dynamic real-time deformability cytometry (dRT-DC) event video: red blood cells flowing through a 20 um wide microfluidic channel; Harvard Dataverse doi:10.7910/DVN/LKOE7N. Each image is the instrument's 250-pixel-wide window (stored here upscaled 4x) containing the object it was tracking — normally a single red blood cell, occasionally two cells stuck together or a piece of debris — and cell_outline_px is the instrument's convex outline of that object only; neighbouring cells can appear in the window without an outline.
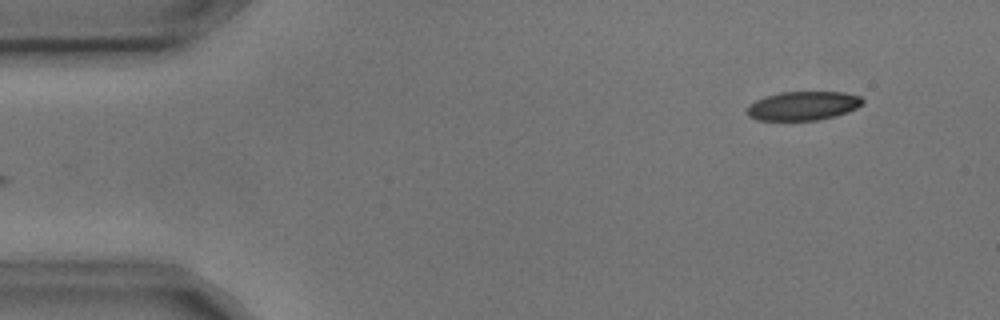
{"species": "common noctule bat (a hibernating species)", "species_latin": "Nyctalus noctula", "temperature_condition": "cold", "stored_images_in_passage": 3, "camera_frame_rate_fps": 3000, "um_per_image_px": 0.085, "animal": {"sex": "male", "body_mass_g": 17.9, "forearm_length_mm": 54.2}, "frame": {"image": 1, "passage_image": 3, "time_ms": 0.667, "image_size_px": [1000, 320], "cell_outline_px": [[864, 104], [848, 112], [836, 116], [816, 120], [756, 120], [748, 116], [748, 108], [756, 100], [764, 96], [780, 92], [844, 92], [860, 96], [864, 100]], "centroid_in_image_um": [68.3, 8.99], "position_along_channel_um": 16.7, "area_um2": 19.48}}